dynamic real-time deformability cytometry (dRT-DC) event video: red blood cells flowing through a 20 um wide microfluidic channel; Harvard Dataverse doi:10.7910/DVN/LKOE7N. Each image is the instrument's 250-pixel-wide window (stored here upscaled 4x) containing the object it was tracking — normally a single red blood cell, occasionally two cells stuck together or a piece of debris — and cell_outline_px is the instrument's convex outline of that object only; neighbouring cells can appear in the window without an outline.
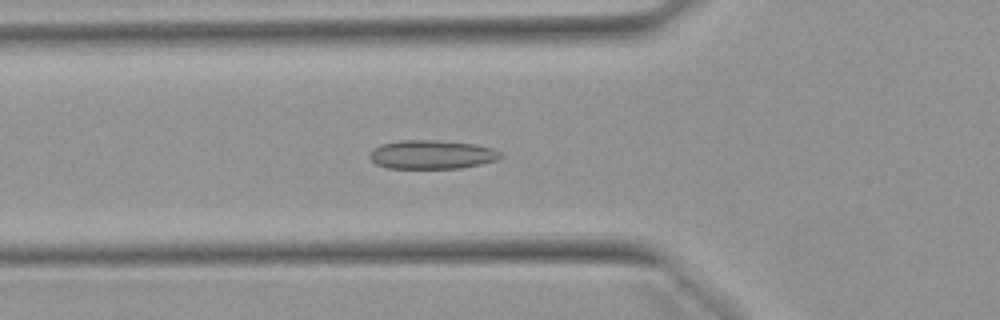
{"species": "Egyptian fruit bat (a non-hibernating species)", "species_latin": "Rousettus aegyptiacus", "temperature_condition": "warm", "stored_images_in_passage": 36, "camera_frame_rate_fps": 3000, "um_per_image_px": 0.085, "animal": {"sex": "female"}, "frame": {"image": 1, "passage_image": 2, "time_ms": 0.333, "image_size_px": [1000, 320], "cell_outline_px": [[504, 156], [496, 160], [480, 164], [460, 168], [388, 168], [376, 164], [368, 156], [368, 152], [372, 148], [380, 144], [400, 140], [436, 140], [476, 144], [492, 148], [500, 152]], "centroid_in_image_um": [36.67, 13.13], "position_along_channel_um": 89.1, "area_um2": 22.14}}
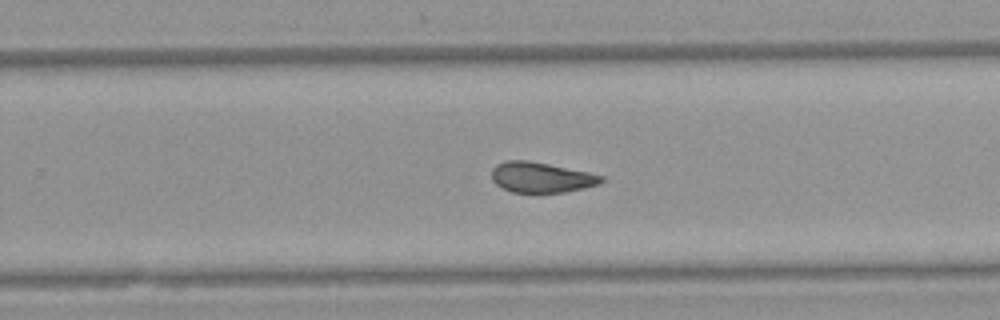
{"frame": {"image": 2, "passage_image": 17, "time_ms": 5.333, "image_size_px": [1000, 320], "cell_outline_px": [[604, 180], [600, 184], [584, 188], [564, 192], [512, 192], [496, 184], [492, 180], [492, 168], [496, 164], [504, 160], [528, 160], [588, 172], [604, 176]], "centroid_in_image_um": [46.0, 15.07], "position_along_channel_um": 283.8, "area_um2": 19.36}}
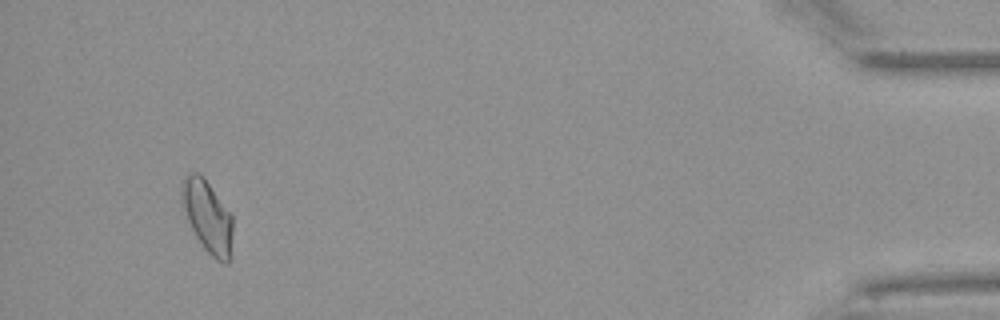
{"frame": {"image": 3, "passage_image": 33, "time_ms": 10.667, "image_size_px": [1000, 320], "cell_outline_px": [[232, 260], [228, 264], [224, 264], [216, 260], [204, 248], [196, 236], [188, 220], [184, 208], [180, 192], [180, 184], [184, 176], [188, 172], [196, 172], [204, 176], [232, 216]], "centroid_in_image_um": [17.65, 18.41], "position_along_channel_um": 417.5, "area_um2": 21.62}}